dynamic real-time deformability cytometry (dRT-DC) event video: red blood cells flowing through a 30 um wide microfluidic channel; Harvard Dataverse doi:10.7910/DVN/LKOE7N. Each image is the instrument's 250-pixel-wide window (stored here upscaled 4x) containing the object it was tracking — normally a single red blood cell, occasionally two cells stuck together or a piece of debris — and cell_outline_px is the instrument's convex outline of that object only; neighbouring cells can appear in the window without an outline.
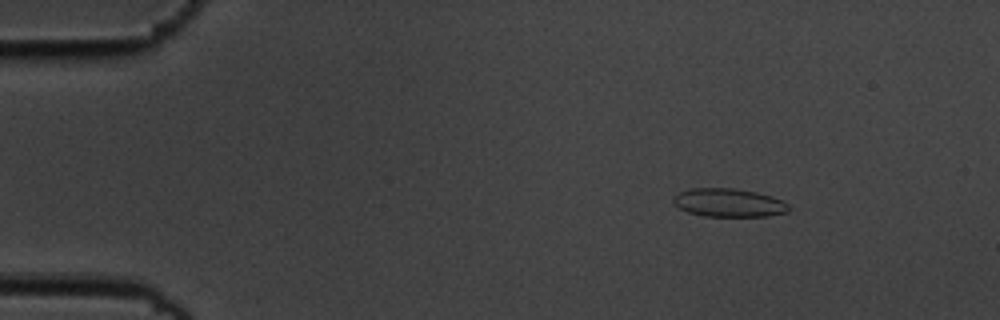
{"species": "common noctule bat (a hibernating species)", "species_latin": "Nyctalus noctula", "temperature_condition": "cold", "stored_images_in_passage": 5, "camera_frame_rate_fps": 3000, "um_per_image_px": 0.085, "animal": {"sex": "male", "body_mass_g": 19.5, "forearm_length_mm": 54.6}, "frame": {"image": 1, "passage_image": 3, "time_ms": 0.667, "image_size_px": [1000, 320], "cell_outline_px": [[792, 208], [788, 212], [768, 216], [704, 216], [688, 212], [680, 208], [672, 200], [672, 196], [688, 188], [732, 188], [756, 192], [772, 196], [788, 204]], "centroid_in_image_um": [61.95, 17.23], "position_along_channel_um": 23.0, "area_um2": 19.13}}